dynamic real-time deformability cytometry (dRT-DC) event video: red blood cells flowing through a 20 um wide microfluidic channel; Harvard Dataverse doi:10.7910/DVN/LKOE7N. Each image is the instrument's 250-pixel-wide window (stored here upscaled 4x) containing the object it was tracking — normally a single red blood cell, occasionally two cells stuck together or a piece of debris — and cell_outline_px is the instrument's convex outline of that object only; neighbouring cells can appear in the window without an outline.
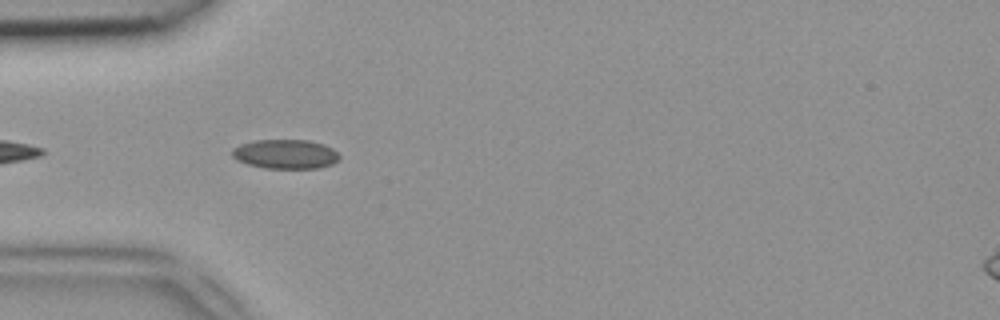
{"species": "common noctule bat (a hibernating species)", "species_latin": "Nyctalus noctula", "temperature_condition": "room temperature", "stored_images_in_passage": 7, "camera_frame_rate_fps": 3000, "um_per_image_px": 0.085, "animal": {"sex": "female", "body_mass_g": 18.4}, "frame": {"image": 1, "passage_image": 3, "time_ms": 0.667, "image_size_px": [1000, 320], "cell_outline_px": [[340, 160], [332, 164], [320, 168], [264, 168], [248, 164], [236, 160], [232, 156], [232, 148], [240, 144], [256, 140], [308, 140], [324, 144], [332, 148], [340, 156]], "centroid_in_image_um": [24.27, 13.1], "position_along_channel_um": 60.7, "area_um2": 18.44}}